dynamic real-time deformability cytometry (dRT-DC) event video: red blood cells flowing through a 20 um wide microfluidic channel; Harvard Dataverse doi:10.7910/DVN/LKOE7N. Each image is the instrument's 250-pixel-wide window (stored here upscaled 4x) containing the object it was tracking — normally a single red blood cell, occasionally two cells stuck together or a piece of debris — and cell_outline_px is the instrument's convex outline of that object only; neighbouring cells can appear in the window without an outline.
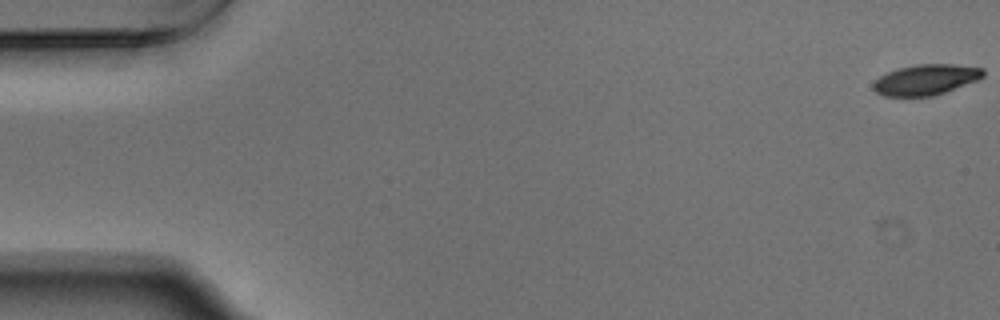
{"species": "Egyptian fruit bat (a non-hibernating species)", "species_latin": "Rousettus aegyptiacus", "temperature_condition": "warm", "stored_images_in_passage": 55, "camera_frame_rate_fps": 3000, "um_per_image_px": 0.085, "animal": {"sex": "male"}, "frame": {"image": 1, "passage_image": 1, "time_ms": 0.0, "image_size_px": [1000, 320], "cell_outline_px": [[984, 76], [976, 80], [944, 92], [932, 96], [884, 96], [876, 92], [872, 88], [872, 84], [880, 76], [888, 72], [900, 68], [916, 64], [952, 64], [984, 68]], "centroid_in_image_um": [78.68, 6.77], "position_along_channel_um": 6.3, "area_um2": 19.36}}
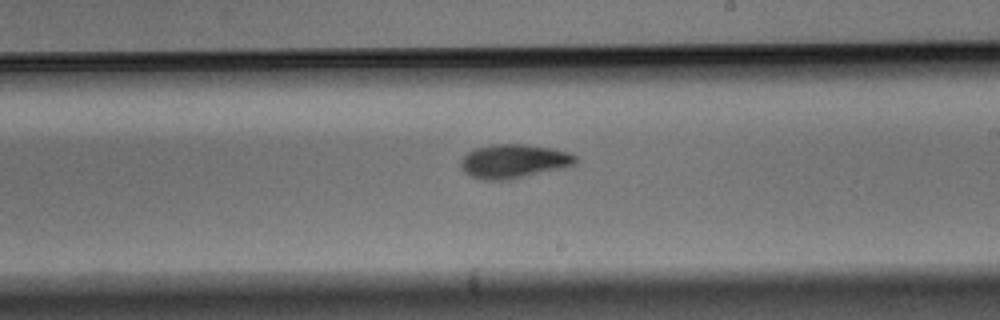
{"frame": {"image": 2, "passage_image": 32, "time_ms": 10.333, "image_size_px": [1000, 320], "cell_outline_px": [[576, 164], [564, 168], [508, 180], [484, 180], [472, 176], [464, 172], [460, 168], [460, 160], [468, 152], [476, 148], [492, 144], [524, 144], [552, 148], [568, 152], [576, 156]], "centroid_in_image_um": [43.67, 13.71], "position_along_channel_um": 245.3, "area_um2": 22.77}}
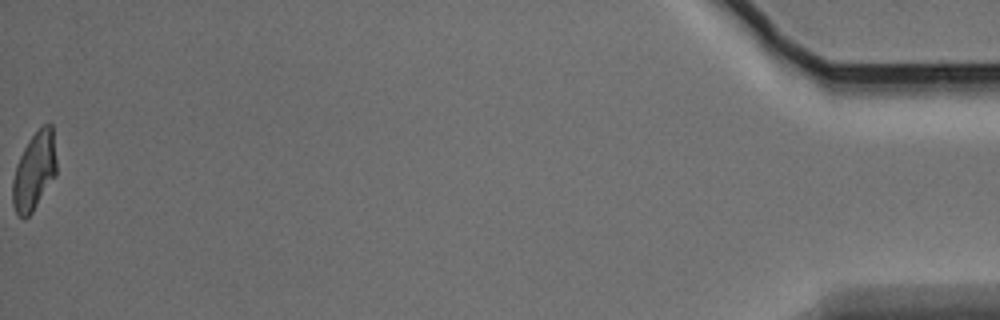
{"frame": {"image": 3, "passage_image": 55, "time_ms": 18.0, "image_size_px": [1000, 320], "cell_outline_px": [[56, 176], [32, 212], [24, 220], [16, 212], [12, 204], [12, 180], [16, 164], [28, 140], [44, 124], [52, 124], [56, 160]], "centroid_in_image_um": [2.9, 14.57], "position_along_channel_um": 432.3, "area_um2": 19.94}, "authors_computed_cell_mechanics": {"area_um2": 21.386, "velocity_mm_per_s": 3.7382, "shape_relaxation_time_tau1_ms": 3.1048, "shape_relaxation_time_tau2_ms": 5.5625, "deformation_change_tau1": 0.1404, "deformation_change_tau2": 0.1106}}